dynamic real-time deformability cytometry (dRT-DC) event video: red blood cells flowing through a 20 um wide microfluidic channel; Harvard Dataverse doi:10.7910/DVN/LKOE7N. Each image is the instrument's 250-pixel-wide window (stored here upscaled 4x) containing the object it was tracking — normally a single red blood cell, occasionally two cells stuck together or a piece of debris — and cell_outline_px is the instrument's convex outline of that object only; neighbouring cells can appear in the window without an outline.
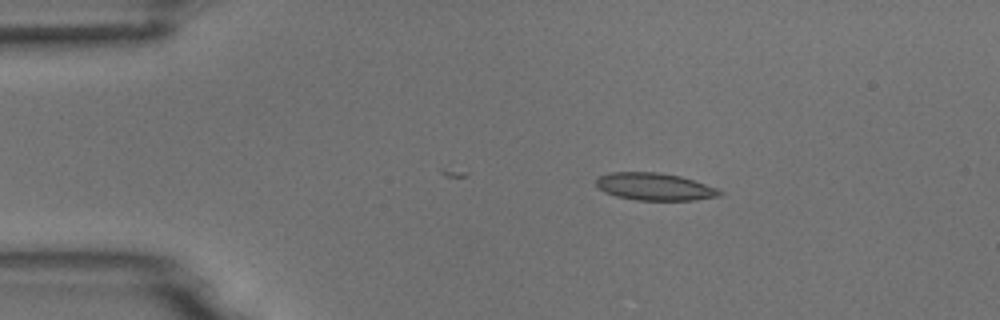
{"species": "common noctule bat (a hibernating species)", "species_latin": "Nyctalus noctula", "temperature_condition": "room temperature", "stored_images_in_passage": 6, "camera_frame_rate_fps": 3000, "um_per_image_px": 0.085, "animal": {"sex": "male", "body_mass_g": 18.8}, "frame": {"image": 1, "passage_image": 2, "time_ms": 1.0, "image_size_px": [1000, 320], "cell_outline_px": [[724, 192], [720, 196], [696, 200], [636, 200], [616, 196], [604, 192], [596, 184], [596, 176], [608, 172], [656, 172], [680, 176], [716, 188]], "centroid_in_image_um": [55.61, 15.86], "position_along_channel_um": 29.4, "area_um2": 19.71}}
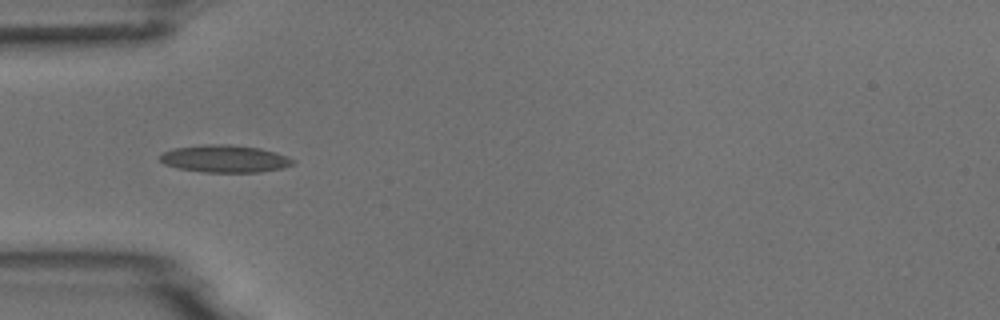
{"frame": {"image": 2, "passage_image": 4, "time_ms": 3.333, "image_size_px": [1000, 320], "cell_outline_px": [[296, 160], [292, 164], [284, 168], [260, 172], [204, 172], [176, 168], [164, 164], [160, 160], [160, 156], [164, 152], [176, 148], [204, 144], [232, 144], [260, 148], [276, 152], [288, 156]], "centroid_in_image_um": [19.14, 13.49], "position_along_channel_um": 65.9, "area_um2": 21.33}}